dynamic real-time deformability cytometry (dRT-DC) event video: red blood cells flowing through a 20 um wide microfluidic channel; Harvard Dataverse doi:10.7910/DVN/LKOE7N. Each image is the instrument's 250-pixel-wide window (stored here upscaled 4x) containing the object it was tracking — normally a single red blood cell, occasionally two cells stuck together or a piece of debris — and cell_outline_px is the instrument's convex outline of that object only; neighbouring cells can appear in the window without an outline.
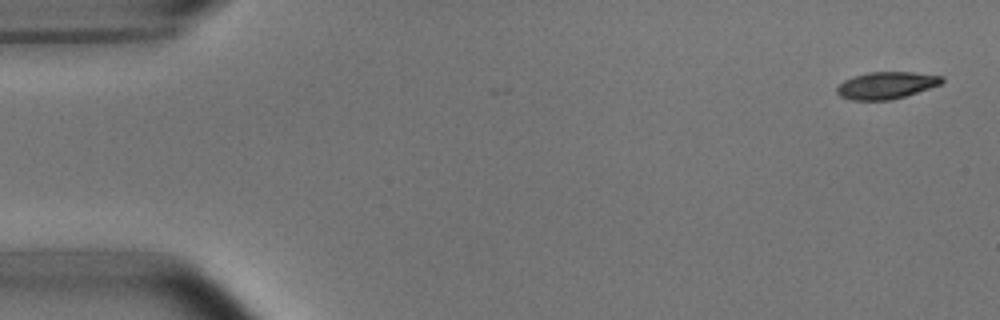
{"species": "common noctule bat (a hibernating species)", "species_latin": "Nyctalus noctula", "temperature_condition": "room temperature", "stored_images_in_passage": 2, "camera_frame_rate_fps": 3000, "um_per_image_px": 0.085, "animal": {"sex": "male", "body_mass_g": 15.6}, "frame": {"image": 1, "passage_image": 2, "time_ms": 0.333, "image_size_px": [1000, 320], "cell_outline_px": [[944, 80], [940, 84], [904, 96], [888, 100], [852, 100], [840, 96], [836, 92], [836, 88], [844, 80], [868, 72], [912, 72], [944, 76]], "centroid_in_image_um": [75.32, 7.25], "position_along_channel_um": 9.7, "area_um2": 16.3}}